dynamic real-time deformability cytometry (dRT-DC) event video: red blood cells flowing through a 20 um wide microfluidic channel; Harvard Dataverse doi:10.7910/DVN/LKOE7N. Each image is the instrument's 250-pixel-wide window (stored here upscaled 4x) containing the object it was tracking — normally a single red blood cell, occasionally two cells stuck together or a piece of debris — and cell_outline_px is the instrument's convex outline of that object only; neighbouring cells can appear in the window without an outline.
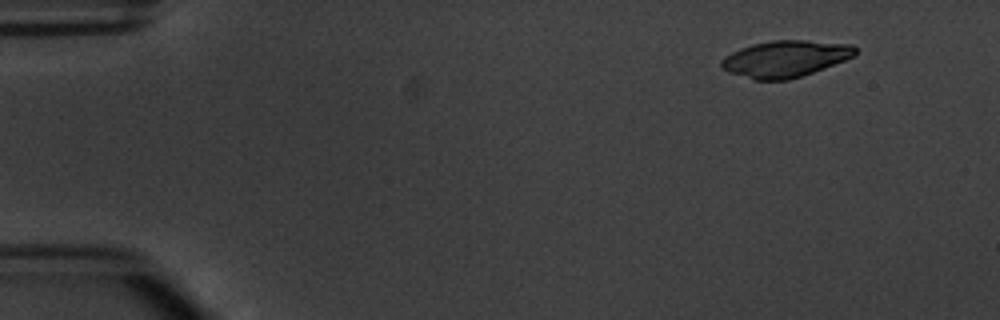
{"species": "common noctule bat (a hibernating species)", "species_latin": "Nyctalus noctula", "temperature_condition": "warm", "stored_images_in_passage": 5, "camera_frame_rate_fps": 3000, "um_per_image_px": 0.085, "animal": {"sex": "male", "body_mass_g": 20.1, "forearm_length_mm": 53.5}, "frame": {"image": 1, "passage_image": 2, "time_ms": 1.0, "image_size_px": [1000, 320], "cell_outline_px": [[856, 56], [824, 68], [788, 80], [752, 80], [728, 72], [720, 68], [720, 60], [724, 56], [740, 48], [752, 44], [772, 40], [804, 40], [852, 44], [856, 48]], "centroid_in_image_um": [66.72, 5.0], "position_along_channel_um": 18.3, "area_um2": 28.73}}